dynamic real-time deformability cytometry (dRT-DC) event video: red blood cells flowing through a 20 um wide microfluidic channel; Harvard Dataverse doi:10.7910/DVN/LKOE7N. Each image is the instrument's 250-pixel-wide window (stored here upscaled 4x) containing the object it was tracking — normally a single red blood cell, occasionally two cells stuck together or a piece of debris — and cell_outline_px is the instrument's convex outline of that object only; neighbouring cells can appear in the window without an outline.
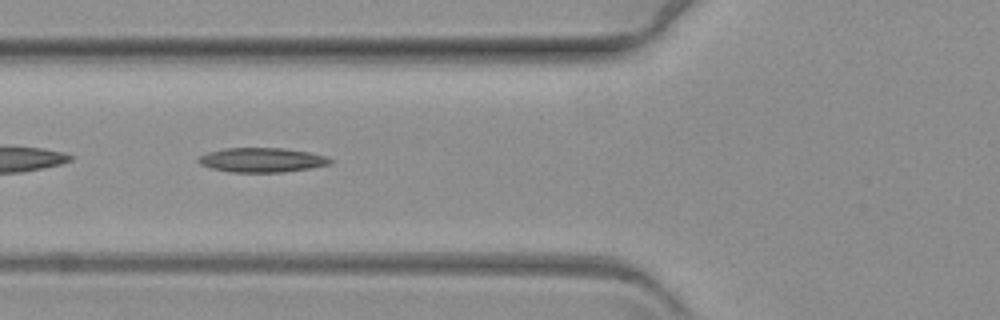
{"species": "common noctule bat (a hibernating species)", "species_latin": "Nyctalus noctula", "temperature_condition": "warm", "stored_images_in_passage": 57, "camera_frame_rate_fps": 3000, "um_per_image_px": 0.085, "animal": {"sex": "female", "body_mass_g": 19.3, "forearm_length_mm": 54.1}, "frame": {"image": 1, "passage_image": 20, "time_ms": 6.333, "image_size_px": [1000, 320], "cell_outline_px": [[332, 164], [284, 172], [228, 172], [212, 168], [200, 164], [196, 160], [200, 156], [208, 152], [224, 148], [284, 148], [308, 152], [324, 156], [332, 160]], "centroid_in_image_um": [22.23, 13.6], "position_along_channel_um": 103.6, "area_um2": 18.67}}
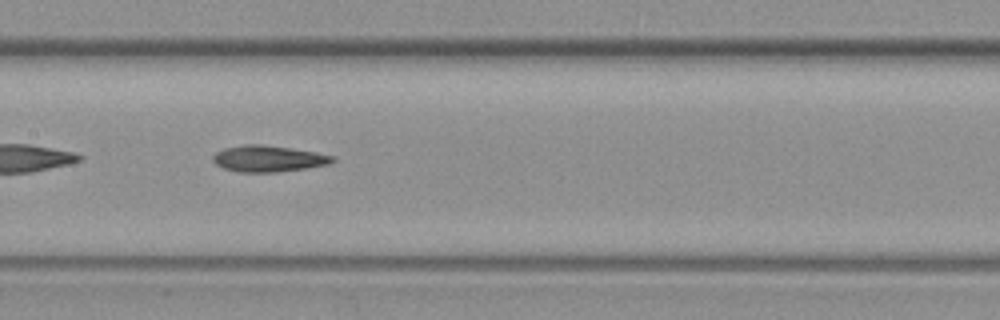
{"frame": {"image": 2, "passage_image": 27, "time_ms": 8.667, "image_size_px": [1000, 320], "cell_outline_px": [[336, 160], [328, 164], [308, 168], [276, 172], [240, 172], [224, 168], [216, 164], [212, 160], [212, 156], [216, 152], [224, 148], [244, 144], [260, 144], [316, 152], [336, 156]], "centroid_in_image_um": [22.82, 13.48], "position_along_channel_um": 184.6, "area_um2": 18.32}}
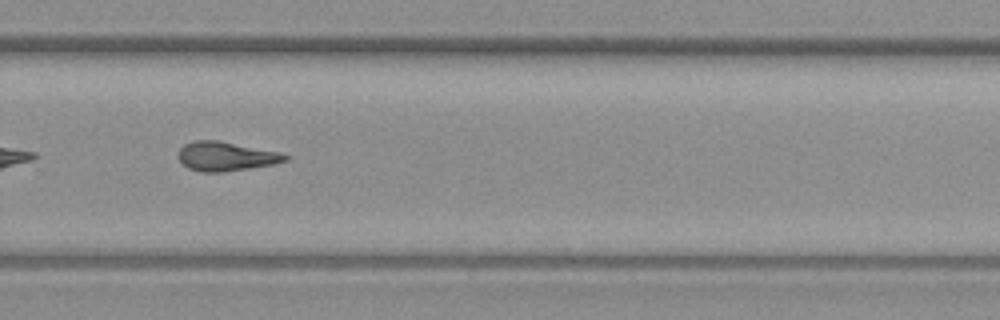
{"frame": {"image": 3, "passage_image": 38, "time_ms": 12.333, "image_size_px": [1000, 320], "cell_outline_px": [[292, 156], [288, 160], [272, 164], [224, 172], [200, 172], [188, 168], [176, 156], [180, 148], [184, 144], [192, 140], [216, 140], [280, 152]], "centroid_in_image_um": [19.18, 13.28], "position_along_channel_um": 310.6, "area_um2": 18.21}}